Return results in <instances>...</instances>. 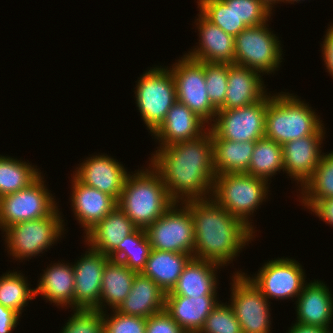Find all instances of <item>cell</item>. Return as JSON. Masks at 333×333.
<instances>
[{
  "instance_id": "obj_28",
  "label": "cell",
  "mask_w": 333,
  "mask_h": 333,
  "mask_svg": "<svg viewBox=\"0 0 333 333\" xmlns=\"http://www.w3.org/2000/svg\"><path fill=\"white\" fill-rule=\"evenodd\" d=\"M192 258L189 254L151 249L146 266L141 273L168 293Z\"/></svg>"
},
{
  "instance_id": "obj_29",
  "label": "cell",
  "mask_w": 333,
  "mask_h": 333,
  "mask_svg": "<svg viewBox=\"0 0 333 333\" xmlns=\"http://www.w3.org/2000/svg\"><path fill=\"white\" fill-rule=\"evenodd\" d=\"M213 145V165L216 175L246 173L255 142H235L217 137L210 129Z\"/></svg>"
},
{
  "instance_id": "obj_18",
  "label": "cell",
  "mask_w": 333,
  "mask_h": 333,
  "mask_svg": "<svg viewBox=\"0 0 333 333\" xmlns=\"http://www.w3.org/2000/svg\"><path fill=\"white\" fill-rule=\"evenodd\" d=\"M199 13L195 21L199 31V45L185 54L201 62L235 64V37L224 32L201 12Z\"/></svg>"
},
{
  "instance_id": "obj_14",
  "label": "cell",
  "mask_w": 333,
  "mask_h": 333,
  "mask_svg": "<svg viewBox=\"0 0 333 333\" xmlns=\"http://www.w3.org/2000/svg\"><path fill=\"white\" fill-rule=\"evenodd\" d=\"M257 275L248 277L267 299H290L298 297L304 286L305 272L295 259L278 258L267 261Z\"/></svg>"
},
{
  "instance_id": "obj_11",
  "label": "cell",
  "mask_w": 333,
  "mask_h": 333,
  "mask_svg": "<svg viewBox=\"0 0 333 333\" xmlns=\"http://www.w3.org/2000/svg\"><path fill=\"white\" fill-rule=\"evenodd\" d=\"M270 94L246 107L218 109L210 130L219 138L256 142L265 137L266 111Z\"/></svg>"
},
{
  "instance_id": "obj_37",
  "label": "cell",
  "mask_w": 333,
  "mask_h": 333,
  "mask_svg": "<svg viewBox=\"0 0 333 333\" xmlns=\"http://www.w3.org/2000/svg\"><path fill=\"white\" fill-rule=\"evenodd\" d=\"M230 64L204 62V73L208 97L219 109L226 98Z\"/></svg>"
},
{
  "instance_id": "obj_20",
  "label": "cell",
  "mask_w": 333,
  "mask_h": 333,
  "mask_svg": "<svg viewBox=\"0 0 333 333\" xmlns=\"http://www.w3.org/2000/svg\"><path fill=\"white\" fill-rule=\"evenodd\" d=\"M72 178L71 207L86 234L113 211L118 202L114 197L79 182L73 175Z\"/></svg>"
},
{
  "instance_id": "obj_27",
  "label": "cell",
  "mask_w": 333,
  "mask_h": 333,
  "mask_svg": "<svg viewBox=\"0 0 333 333\" xmlns=\"http://www.w3.org/2000/svg\"><path fill=\"white\" fill-rule=\"evenodd\" d=\"M35 296L41 295L56 306L74 309V269L70 263H55L43 270Z\"/></svg>"
},
{
  "instance_id": "obj_15",
  "label": "cell",
  "mask_w": 333,
  "mask_h": 333,
  "mask_svg": "<svg viewBox=\"0 0 333 333\" xmlns=\"http://www.w3.org/2000/svg\"><path fill=\"white\" fill-rule=\"evenodd\" d=\"M75 262L74 309H95L100 304L101 284L110 257L88 247Z\"/></svg>"
},
{
  "instance_id": "obj_26",
  "label": "cell",
  "mask_w": 333,
  "mask_h": 333,
  "mask_svg": "<svg viewBox=\"0 0 333 333\" xmlns=\"http://www.w3.org/2000/svg\"><path fill=\"white\" fill-rule=\"evenodd\" d=\"M137 228L117 206L86 233L84 240L93 250L109 256Z\"/></svg>"
},
{
  "instance_id": "obj_36",
  "label": "cell",
  "mask_w": 333,
  "mask_h": 333,
  "mask_svg": "<svg viewBox=\"0 0 333 333\" xmlns=\"http://www.w3.org/2000/svg\"><path fill=\"white\" fill-rule=\"evenodd\" d=\"M199 11L227 34L236 37L247 26L222 0H197Z\"/></svg>"
},
{
  "instance_id": "obj_44",
  "label": "cell",
  "mask_w": 333,
  "mask_h": 333,
  "mask_svg": "<svg viewBox=\"0 0 333 333\" xmlns=\"http://www.w3.org/2000/svg\"><path fill=\"white\" fill-rule=\"evenodd\" d=\"M326 30V35L322 45V57L327 71L333 77V23Z\"/></svg>"
},
{
  "instance_id": "obj_16",
  "label": "cell",
  "mask_w": 333,
  "mask_h": 333,
  "mask_svg": "<svg viewBox=\"0 0 333 333\" xmlns=\"http://www.w3.org/2000/svg\"><path fill=\"white\" fill-rule=\"evenodd\" d=\"M127 169L107 154L92 155L76 169L73 176L81 183L104 192L117 201L128 175Z\"/></svg>"
},
{
  "instance_id": "obj_13",
  "label": "cell",
  "mask_w": 333,
  "mask_h": 333,
  "mask_svg": "<svg viewBox=\"0 0 333 333\" xmlns=\"http://www.w3.org/2000/svg\"><path fill=\"white\" fill-rule=\"evenodd\" d=\"M170 71L175 82L177 100L188 106L209 126L214 121L218 109L208 97L204 62L185 54L173 64Z\"/></svg>"
},
{
  "instance_id": "obj_5",
  "label": "cell",
  "mask_w": 333,
  "mask_h": 333,
  "mask_svg": "<svg viewBox=\"0 0 333 333\" xmlns=\"http://www.w3.org/2000/svg\"><path fill=\"white\" fill-rule=\"evenodd\" d=\"M268 186L266 180L247 173H223L215 176L211 198L255 233L248 219L268 198Z\"/></svg>"
},
{
  "instance_id": "obj_2",
  "label": "cell",
  "mask_w": 333,
  "mask_h": 333,
  "mask_svg": "<svg viewBox=\"0 0 333 333\" xmlns=\"http://www.w3.org/2000/svg\"><path fill=\"white\" fill-rule=\"evenodd\" d=\"M189 210L194 228L193 258L224 267L255 238L249 227L212 198L189 200Z\"/></svg>"
},
{
  "instance_id": "obj_23",
  "label": "cell",
  "mask_w": 333,
  "mask_h": 333,
  "mask_svg": "<svg viewBox=\"0 0 333 333\" xmlns=\"http://www.w3.org/2000/svg\"><path fill=\"white\" fill-rule=\"evenodd\" d=\"M217 263L192 258L182 271L172 290L165 296H186L189 298L217 296Z\"/></svg>"
},
{
  "instance_id": "obj_6",
  "label": "cell",
  "mask_w": 333,
  "mask_h": 333,
  "mask_svg": "<svg viewBox=\"0 0 333 333\" xmlns=\"http://www.w3.org/2000/svg\"><path fill=\"white\" fill-rule=\"evenodd\" d=\"M136 106L144 124L153 133L177 101L175 82L170 67L157 66L144 72L136 84Z\"/></svg>"
},
{
  "instance_id": "obj_9",
  "label": "cell",
  "mask_w": 333,
  "mask_h": 333,
  "mask_svg": "<svg viewBox=\"0 0 333 333\" xmlns=\"http://www.w3.org/2000/svg\"><path fill=\"white\" fill-rule=\"evenodd\" d=\"M145 230L152 249L193 257L194 228L189 201L175 202Z\"/></svg>"
},
{
  "instance_id": "obj_7",
  "label": "cell",
  "mask_w": 333,
  "mask_h": 333,
  "mask_svg": "<svg viewBox=\"0 0 333 333\" xmlns=\"http://www.w3.org/2000/svg\"><path fill=\"white\" fill-rule=\"evenodd\" d=\"M61 217L57 208L48 217L16 223L4 229L8 253L16 260H27L50 249L64 234L65 225Z\"/></svg>"
},
{
  "instance_id": "obj_22",
  "label": "cell",
  "mask_w": 333,
  "mask_h": 333,
  "mask_svg": "<svg viewBox=\"0 0 333 333\" xmlns=\"http://www.w3.org/2000/svg\"><path fill=\"white\" fill-rule=\"evenodd\" d=\"M261 77L255 69L230 64L225 103L219 109L246 107L263 99L268 93Z\"/></svg>"
},
{
  "instance_id": "obj_40",
  "label": "cell",
  "mask_w": 333,
  "mask_h": 333,
  "mask_svg": "<svg viewBox=\"0 0 333 333\" xmlns=\"http://www.w3.org/2000/svg\"><path fill=\"white\" fill-rule=\"evenodd\" d=\"M61 333H104L103 314L95 309H74Z\"/></svg>"
},
{
  "instance_id": "obj_1",
  "label": "cell",
  "mask_w": 333,
  "mask_h": 333,
  "mask_svg": "<svg viewBox=\"0 0 333 333\" xmlns=\"http://www.w3.org/2000/svg\"><path fill=\"white\" fill-rule=\"evenodd\" d=\"M154 153L149 162L175 202L211 198L216 173L209 129L196 139L157 148Z\"/></svg>"
},
{
  "instance_id": "obj_8",
  "label": "cell",
  "mask_w": 333,
  "mask_h": 333,
  "mask_svg": "<svg viewBox=\"0 0 333 333\" xmlns=\"http://www.w3.org/2000/svg\"><path fill=\"white\" fill-rule=\"evenodd\" d=\"M267 23L247 27L235 37V64L262 75L275 73L283 59L279 37L267 28Z\"/></svg>"
},
{
  "instance_id": "obj_32",
  "label": "cell",
  "mask_w": 333,
  "mask_h": 333,
  "mask_svg": "<svg viewBox=\"0 0 333 333\" xmlns=\"http://www.w3.org/2000/svg\"><path fill=\"white\" fill-rule=\"evenodd\" d=\"M281 170L284 172L282 145L266 137L257 140L246 173L268 182Z\"/></svg>"
},
{
  "instance_id": "obj_34",
  "label": "cell",
  "mask_w": 333,
  "mask_h": 333,
  "mask_svg": "<svg viewBox=\"0 0 333 333\" xmlns=\"http://www.w3.org/2000/svg\"><path fill=\"white\" fill-rule=\"evenodd\" d=\"M40 175L34 165L0 154V197L28 187Z\"/></svg>"
},
{
  "instance_id": "obj_39",
  "label": "cell",
  "mask_w": 333,
  "mask_h": 333,
  "mask_svg": "<svg viewBox=\"0 0 333 333\" xmlns=\"http://www.w3.org/2000/svg\"><path fill=\"white\" fill-rule=\"evenodd\" d=\"M199 333H242L230 305L219 303L208 315Z\"/></svg>"
},
{
  "instance_id": "obj_21",
  "label": "cell",
  "mask_w": 333,
  "mask_h": 333,
  "mask_svg": "<svg viewBox=\"0 0 333 333\" xmlns=\"http://www.w3.org/2000/svg\"><path fill=\"white\" fill-rule=\"evenodd\" d=\"M296 301V322L329 328L333 320V297L323 281L307 283Z\"/></svg>"
},
{
  "instance_id": "obj_43",
  "label": "cell",
  "mask_w": 333,
  "mask_h": 333,
  "mask_svg": "<svg viewBox=\"0 0 333 333\" xmlns=\"http://www.w3.org/2000/svg\"><path fill=\"white\" fill-rule=\"evenodd\" d=\"M20 315L13 309L0 304V333H11L18 325Z\"/></svg>"
},
{
  "instance_id": "obj_33",
  "label": "cell",
  "mask_w": 333,
  "mask_h": 333,
  "mask_svg": "<svg viewBox=\"0 0 333 333\" xmlns=\"http://www.w3.org/2000/svg\"><path fill=\"white\" fill-rule=\"evenodd\" d=\"M151 249L146 230L137 228L118 244L109 257L111 260L125 264L130 270L141 273L146 266Z\"/></svg>"
},
{
  "instance_id": "obj_10",
  "label": "cell",
  "mask_w": 333,
  "mask_h": 333,
  "mask_svg": "<svg viewBox=\"0 0 333 333\" xmlns=\"http://www.w3.org/2000/svg\"><path fill=\"white\" fill-rule=\"evenodd\" d=\"M40 175L28 187L0 197V228L50 216L58 204Z\"/></svg>"
},
{
  "instance_id": "obj_30",
  "label": "cell",
  "mask_w": 333,
  "mask_h": 333,
  "mask_svg": "<svg viewBox=\"0 0 333 333\" xmlns=\"http://www.w3.org/2000/svg\"><path fill=\"white\" fill-rule=\"evenodd\" d=\"M136 274L135 271L130 270L125 264L110 259L105 265L101 284L100 304L95 310L104 312L103 309L107 308L106 305L112 310H116L129 295Z\"/></svg>"
},
{
  "instance_id": "obj_17",
  "label": "cell",
  "mask_w": 333,
  "mask_h": 333,
  "mask_svg": "<svg viewBox=\"0 0 333 333\" xmlns=\"http://www.w3.org/2000/svg\"><path fill=\"white\" fill-rule=\"evenodd\" d=\"M322 126L315 134L286 142L283 147L284 171L302 186L310 179L324 153L321 144L325 135ZM300 182V183H299Z\"/></svg>"
},
{
  "instance_id": "obj_45",
  "label": "cell",
  "mask_w": 333,
  "mask_h": 333,
  "mask_svg": "<svg viewBox=\"0 0 333 333\" xmlns=\"http://www.w3.org/2000/svg\"><path fill=\"white\" fill-rule=\"evenodd\" d=\"M311 211L326 224L333 226V197L320 200Z\"/></svg>"
},
{
  "instance_id": "obj_41",
  "label": "cell",
  "mask_w": 333,
  "mask_h": 333,
  "mask_svg": "<svg viewBox=\"0 0 333 333\" xmlns=\"http://www.w3.org/2000/svg\"><path fill=\"white\" fill-rule=\"evenodd\" d=\"M106 311L102 312L104 333H146L147 319L119 313L116 310H112L113 314L109 317Z\"/></svg>"
},
{
  "instance_id": "obj_46",
  "label": "cell",
  "mask_w": 333,
  "mask_h": 333,
  "mask_svg": "<svg viewBox=\"0 0 333 333\" xmlns=\"http://www.w3.org/2000/svg\"><path fill=\"white\" fill-rule=\"evenodd\" d=\"M329 328H323L320 326L304 325L295 322L291 328H289L287 333H330Z\"/></svg>"
},
{
  "instance_id": "obj_4",
  "label": "cell",
  "mask_w": 333,
  "mask_h": 333,
  "mask_svg": "<svg viewBox=\"0 0 333 333\" xmlns=\"http://www.w3.org/2000/svg\"><path fill=\"white\" fill-rule=\"evenodd\" d=\"M297 97L288 92L273 96L270 94L266 111V138L284 145L286 142L313 135L324 126L309 104Z\"/></svg>"
},
{
  "instance_id": "obj_25",
  "label": "cell",
  "mask_w": 333,
  "mask_h": 333,
  "mask_svg": "<svg viewBox=\"0 0 333 333\" xmlns=\"http://www.w3.org/2000/svg\"><path fill=\"white\" fill-rule=\"evenodd\" d=\"M165 295L166 293L152 279L137 273L129 295L116 311L147 319L164 310Z\"/></svg>"
},
{
  "instance_id": "obj_35",
  "label": "cell",
  "mask_w": 333,
  "mask_h": 333,
  "mask_svg": "<svg viewBox=\"0 0 333 333\" xmlns=\"http://www.w3.org/2000/svg\"><path fill=\"white\" fill-rule=\"evenodd\" d=\"M27 279L13 270L0 276V304L13 309L20 316L29 300L36 298L35 288L31 289Z\"/></svg>"
},
{
  "instance_id": "obj_42",
  "label": "cell",
  "mask_w": 333,
  "mask_h": 333,
  "mask_svg": "<svg viewBox=\"0 0 333 333\" xmlns=\"http://www.w3.org/2000/svg\"><path fill=\"white\" fill-rule=\"evenodd\" d=\"M146 333H185V331L163 310L147 318Z\"/></svg>"
},
{
  "instance_id": "obj_12",
  "label": "cell",
  "mask_w": 333,
  "mask_h": 333,
  "mask_svg": "<svg viewBox=\"0 0 333 333\" xmlns=\"http://www.w3.org/2000/svg\"><path fill=\"white\" fill-rule=\"evenodd\" d=\"M235 273L230 288L231 302L228 304L239 321L242 333H271L269 300L247 274L239 271Z\"/></svg>"
},
{
  "instance_id": "obj_24",
  "label": "cell",
  "mask_w": 333,
  "mask_h": 333,
  "mask_svg": "<svg viewBox=\"0 0 333 333\" xmlns=\"http://www.w3.org/2000/svg\"><path fill=\"white\" fill-rule=\"evenodd\" d=\"M217 299V296H165L164 310L185 333H199L210 312L219 304Z\"/></svg>"
},
{
  "instance_id": "obj_38",
  "label": "cell",
  "mask_w": 333,
  "mask_h": 333,
  "mask_svg": "<svg viewBox=\"0 0 333 333\" xmlns=\"http://www.w3.org/2000/svg\"><path fill=\"white\" fill-rule=\"evenodd\" d=\"M233 9L247 27L259 26L270 20L272 10L262 0H222Z\"/></svg>"
},
{
  "instance_id": "obj_19",
  "label": "cell",
  "mask_w": 333,
  "mask_h": 333,
  "mask_svg": "<svg viewBox=\"0 0 333 333\" xmlns=\"http://www.w3.org/2000/svg\"><path fill=\"white\" fill-rule=\"evenodd\" d=\"M188 106L178 100L169 109L162 124L153 132L154 139L160 142L157 148L177 142L189 141L204 135L209 127ZM206 127V128H205Z\"/></svg>"
},
{
  "instance_id": "obj_47",
  "label": "cell",
  "mask_w": 333,
  "mask_h": 333,
  "mask_svg": "<svg viewBox=\"0 0 333 333\" xmlns=\"http://www.w3.org/2000/svg\"><path fill=\"white\" fill-rule=\"evenodd\" d=\"M270 9L272 10L274 5L279 2H283V0H262Z\"/></svg>"
},
{
  "instance_id": "obj_48",
  "label": "cell",
  "mask_w": 333,
  "mask_h": 333,
  "mask_svg": "<svg viewBox=\"0 0 333 333\" xmlns=\"http://www.w3.org/2000/svg\"><path fill=\"white\" fill-rule=\"evenodd\" d=\"M299 1H301V0H283V2H285V3H291V4H294L293 2H299ZM302 1H304V0H302Z\"/></svg>"
},
{
  "instance_id": "obj_3",
  "label": "cell",
  "mask_w": 333,
  "mask_h": 333,
  "mask_svg": "<svg viewBox=\"0 0 333 333\" xmlns=\"http://www.w3.org/2000/svg\"><path fill=\"white\" fill-rule=\"evenodd\" d=\"M119 209L138 227L146 229L175 201L170 197L160 173L151 165L128 174L117 201Z\"/></svg>"
},
{
  "instance_id": "obj_31",
  "label": "cell",
  "mask_w": 333,
  "mask_h": 333,
  "mask_svg": "<svg viewBox=\"0 0 333 333\" xmlns=\"http://www.w3.org/2000/svg\"><path fill=\"white\" fill-rule=\"evenodd\" d=\"M301 204L312 209L320 200L333 197V151L323 154L310 179L302 186Z\"/></svg>"
}]
</instances>
